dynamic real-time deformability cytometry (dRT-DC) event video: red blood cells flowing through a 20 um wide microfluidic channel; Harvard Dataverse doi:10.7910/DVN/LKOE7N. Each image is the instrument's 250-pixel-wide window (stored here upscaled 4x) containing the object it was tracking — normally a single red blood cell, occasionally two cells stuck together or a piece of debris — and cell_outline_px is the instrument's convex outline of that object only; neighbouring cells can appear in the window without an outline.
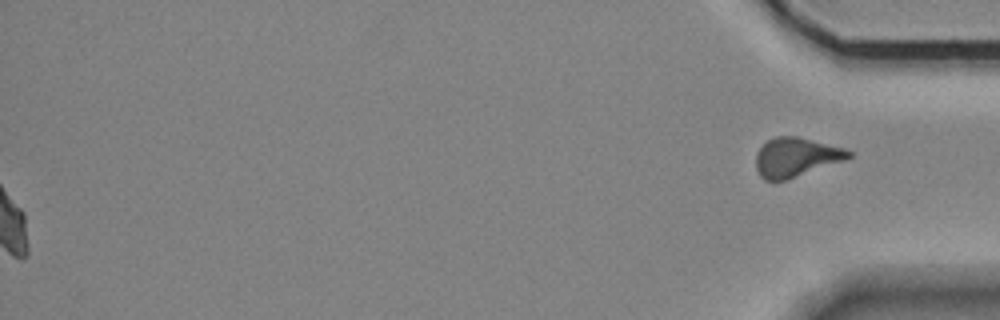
{"species": "Egyptian fruit bat (a non-hibernating species)", "species_latin": "Rousettus aegyptiacus", "temperature_condition": "room temperature", "stored_images_in_passage": 55, "segment_of_instrument_passage": [2, 2], "camera_frame_rate_fps": 3000, "um_per_image_px": 0.085, "animal": {"sex": "female"}, "frame": {"image": 1, "passage_image": 55, "time_ms": 18.0, "image_size_px": [1000, 320], "cell_outline_px": [[852, 156], [844, 160], [784, 180], [764, 180], [760, 176], [756, 168], [756, 156], [760, 148], [768, 140], [776, 136], [796, 136], [844, 148], [852, 152]], "centroid_in_image_um": [67.64, 13.35], "position_along_channel_um": 367.6, "area_um2": 20.69}}